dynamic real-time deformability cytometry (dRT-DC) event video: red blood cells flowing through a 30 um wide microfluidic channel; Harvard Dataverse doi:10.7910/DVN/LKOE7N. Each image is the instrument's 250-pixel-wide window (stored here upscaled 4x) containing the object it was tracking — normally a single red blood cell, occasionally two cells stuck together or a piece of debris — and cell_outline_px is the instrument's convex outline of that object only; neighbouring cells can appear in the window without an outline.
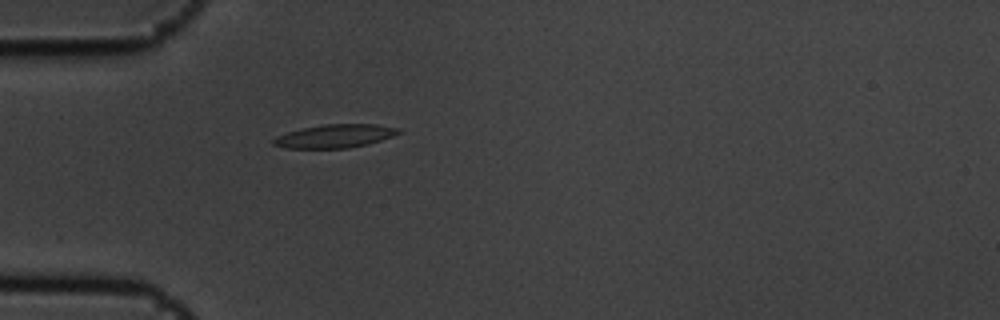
{"species": "common noctule bat (a hibernating species)", "species_latin": "Nyctalus noctula", "temperature_condition": "cold", "stored_images_in_passage": 1, "camera_frame_rate_fps": 3000, "um_per_image_px": 0.085, "animal": {"sex": "male", "body_mass_g": 19.5, "forearm_length_mm": 54.6}, "frame": {"image": 1, "passage_image": 1, "time_ms": 0.0, "image_size_px": [1000, 320], "cell_outline_px": [[400, 132], [392, 136], [368, 144], [348, 148], [288, 148], [272, 144], [272, 140], [276, 136], [288, 132], [304, 128], [324, 124], [376, 124], [400, 128]], "centroid_in_image_um": [28.47, 11.56], "position_along_channel_um": 56.5, "area_um2": 16.88}}